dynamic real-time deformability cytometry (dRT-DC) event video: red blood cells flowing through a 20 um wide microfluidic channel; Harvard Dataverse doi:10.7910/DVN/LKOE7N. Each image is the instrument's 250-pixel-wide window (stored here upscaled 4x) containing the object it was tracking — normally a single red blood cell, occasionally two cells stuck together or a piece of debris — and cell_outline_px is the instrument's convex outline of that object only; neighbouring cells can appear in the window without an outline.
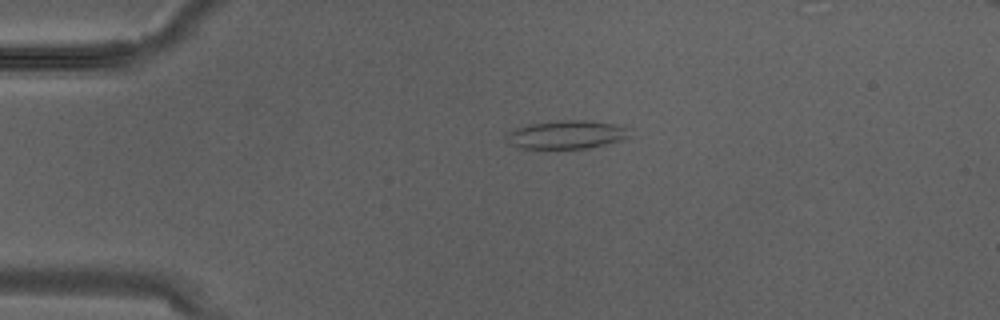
{"species": "Egyptian fruit bat (a non-hibernating species)", "species_latin": "Rousettus aegyptiacus", "temperature_condition": "warm", "stored_images_in_passage": 3, "camera_frame_rate_fps": 3000, "um_per_image_px": 0.085, "animal": {"sex": "male"}, "frame": {"image": 1, "passage_image": 3, "time_ms": 0.667, "image_size_px": [1000, 320], "cell_outline_px": [[628, 136], [620, 140], [604, 144], [584, 148], [516, 148], [504, 140], [504, 136], [508, 132], [524, 124], [556, 120], [584, 120], [612, 124], [628, 128]], "centroid_in_image_um": [48.02, 11.43], "position_along_channel_um": 37.0, "area_um2": 20.29}}